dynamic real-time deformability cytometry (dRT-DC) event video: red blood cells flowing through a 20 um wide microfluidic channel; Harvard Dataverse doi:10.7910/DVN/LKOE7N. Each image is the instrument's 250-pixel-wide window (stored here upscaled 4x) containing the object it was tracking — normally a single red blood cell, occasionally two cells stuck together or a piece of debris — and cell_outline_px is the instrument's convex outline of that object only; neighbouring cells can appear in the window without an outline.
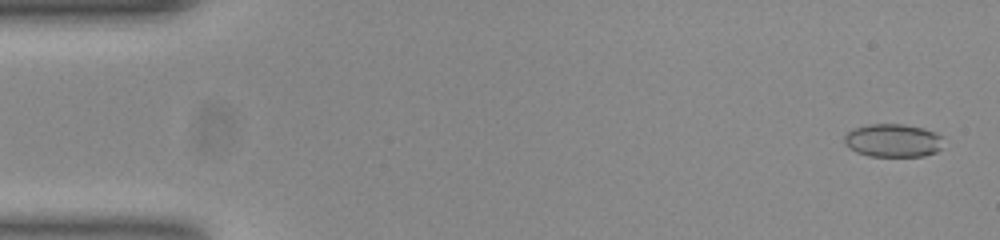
{"species": "common noctule bat (a hibernating species)", "species_latin": "Nyctalus noctula", "temperature_condition": "room temperature", "stored_images_in_passage": 50, "camera_frame_rate_fps": 3000, "um_per_image_px": 0.085, "animal": {"sex": "female", "body_mass_g": 23.0, "forearm_length_mm": 53.4}, "frame": {"image": 1, "passage_image": 2, "time_ms": 0.333, "image_size_px": [1000, 240], "cell_outline_px": [[940, 148], [936, 152], [924, 156], [868, 156], [856, 152], [848, 148], [844, 144], [844, 136], [852, 128], [868, 124], [904, 124], [924, 128], [936, 132], [940, 136]], "centroid_in_image_um": [75.85, 11.94], "position_along_channel_um": 9.2, "area_um2": 19.25}}
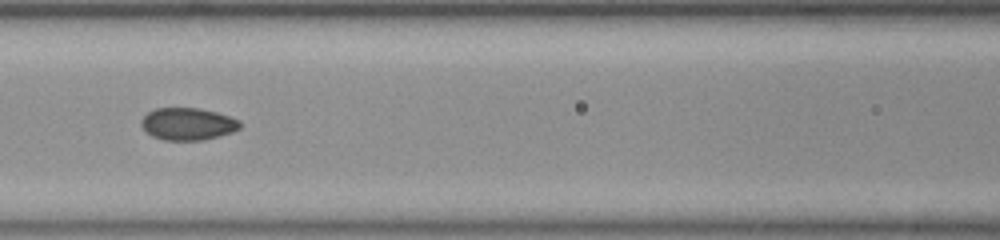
{"frame": {"image": 2, "passage_image": 23, "time_ms": 7.333, "image_size_px": [1000, 240], "cell_outline_px": [[240, 128], [232, 132], [200, 140], [164, 140], [152, 136], [140, 124], [140, 120], [148, 112], [156, 108], [200, 108], [216, 112], [240, 120]], "centroid_in_image_um": [15.94, 10.52], "position_along_channel_um": 150.7, "area_um2": 18.38}}
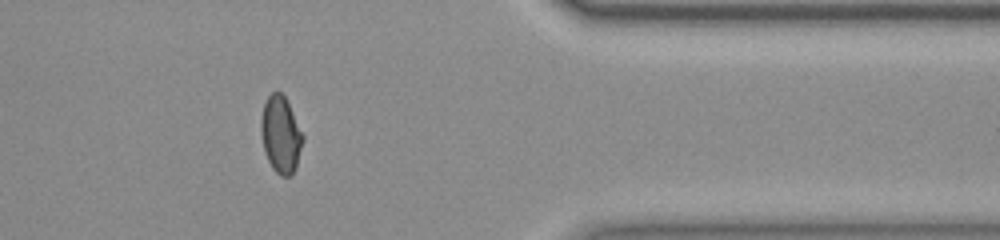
{"frame": {"image": 3, "passage_image": 43, "time_ms": 14.0, "image_size_px": [1000, 240], "cell_outline_px": [[304, 140], [296, 168], [288, 176], [280, 176], [272, 168], [264, 152], [260, 132], [260, 120], [264, 104], [268, 96], [272, 92], [280, 92], [284, 96], [304, 136]], "centroid_in_image_um": [23.85, 11.46], "position_along_channel_um": 387.6, "area_um2": 18.67}, "authors_computed_cell_mechanics": {"area_um2": 18.9584, "velocity_mm_per_s": 3.8762, "shape_relaxation_time_tau1_ms": null, "shape_relaxation_time_tau2_ms": 1.176, "deformation_change_tau1": null, "deformation_change_tau2": 0.0463}}